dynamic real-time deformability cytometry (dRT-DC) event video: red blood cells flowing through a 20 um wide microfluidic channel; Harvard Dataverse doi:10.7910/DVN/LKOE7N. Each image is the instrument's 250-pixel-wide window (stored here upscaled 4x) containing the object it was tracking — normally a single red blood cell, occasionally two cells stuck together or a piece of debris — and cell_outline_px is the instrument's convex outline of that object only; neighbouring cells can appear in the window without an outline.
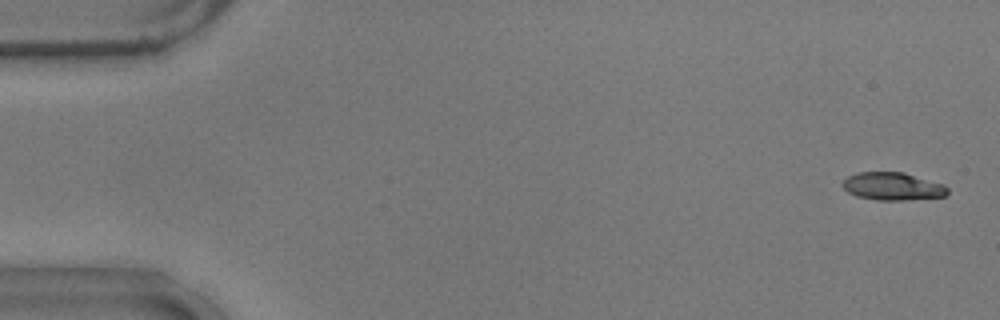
{"species": "common noctule bat (a hibernating species)", "species_latin": "Nyctalus noctula", "temperature_condition": "warm", "stored_images_in_passage": 24, "camera_frame_rate_fps": 3000, "um_per_image_px": 0.085, "animal": {"sex": "male", "body_mass_g": 17.9}, "frame": {"image": 1, "passage_image": 2, "time_ms": 0.333, "image_size_px": [1000, 320], "cell_outline_px": [[948, 192], [944, 196], [904, 200], [876, 200], [856, 196], [848, 192], [840, 184], [848, 176], [856, 172], [904, 172], [944, 184], [948, 188]], "centroid_in_image_um": [75.85, 15.83], "position_along_channel_um": 9.1, "area_um2": 17.05}}
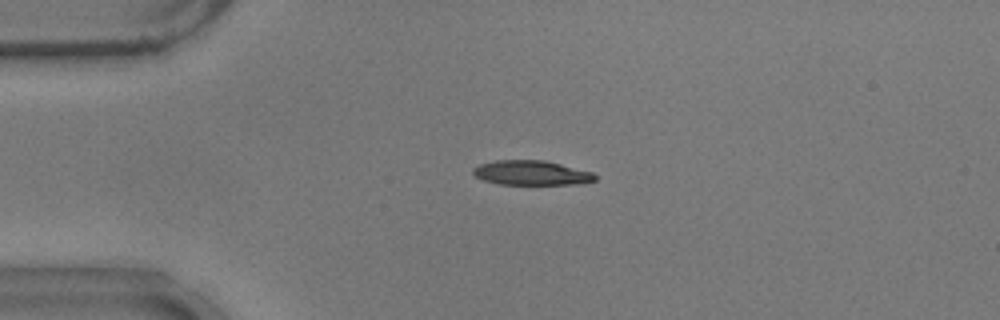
{"frame": {"image": 2, "passage_image": 13, "time_ms": 4.0, "image_size_px": [1000, 320], "cell_outline_px": [[596, 180], [576, 184], [500, 184], [484, 180], [476, 176], [472, 172], [472, 168], [480, 164], [496, 160], [544, 160], [592, 172], [596, 176]], "centroid_in_image_um": [45.15, 14.69], "position_along_channel_um": 39.9, "area_um2": 17.28}}
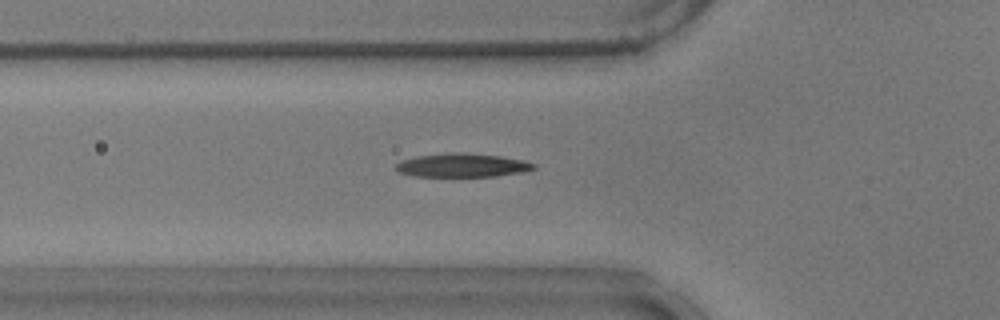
{"frame": {"image": 3, "passage_image": 19, "time_ms": 6.0, "image_size_px": [1000, 320], "cell_outline_px": [[536, 168], [524, 172], [496, 176], [412, 176], [400, 172], [392, 168], [396, 164], [404, 160], [416, 156], [500, 156], [520, 160], [536, 164]], "centroid_in_image_um": [39.3, 14.12], "position_along_channel_um": 86.5, "area_um2": 17.57}}